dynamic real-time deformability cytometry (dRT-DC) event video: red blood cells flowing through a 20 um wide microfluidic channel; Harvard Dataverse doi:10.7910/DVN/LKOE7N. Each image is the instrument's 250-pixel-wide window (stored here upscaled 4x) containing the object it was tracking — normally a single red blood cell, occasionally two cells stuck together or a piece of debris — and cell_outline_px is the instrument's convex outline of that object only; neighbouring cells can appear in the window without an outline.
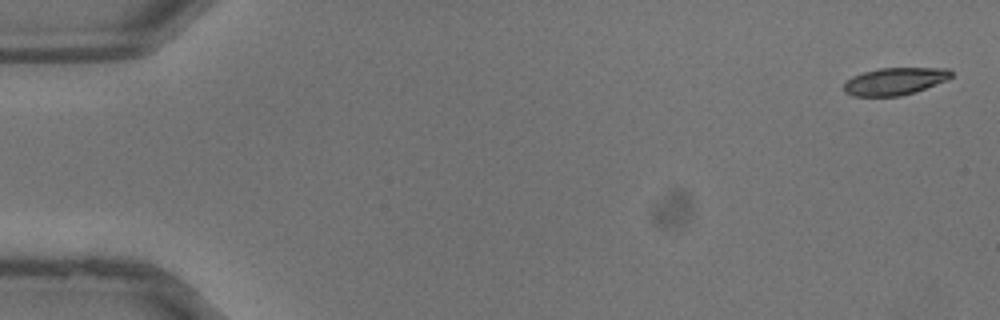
{"species": "common noctule bat (a hibernating species)", "species_latin": "Nyctalus noctula", "temperature_condition": "warm", "stored_images_in_passage": 11, "camera_frame_rate_fps": 3000, "um_per_image_px": 0.085, "animal": {"sex": "male", "body_mass_g": 13.3}, "frame": {"image": 1, "passage_image": 1, "time_ms": 0.0, "image_size_px": [1000, 320], "cell_outline_px": [[952, 76], [948, 80], [916, 92], [900, 96], [852, 96], [844, 92], [844, 84], [852, 76], [864, 72], [880, 68], [948, 68], [952, 72]], "centroid_in_image_um": [76.08, 6.91], "position_along_channel_um": 8.9, "area_um2": 17.17}}
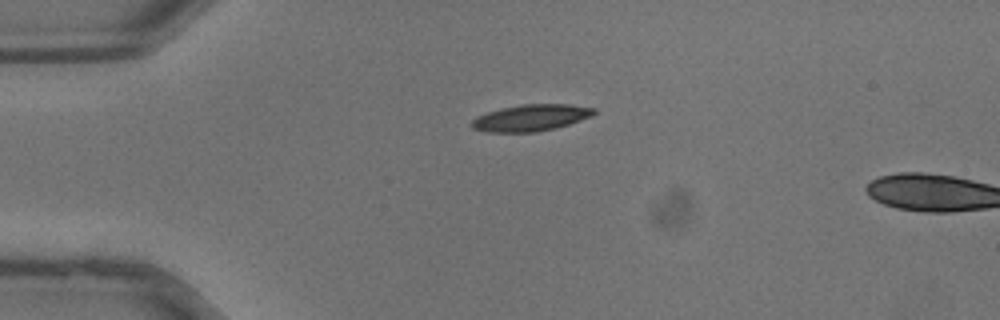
{"frame": {"image": 2, "passage_image": 9, "time_ms": 2.667, "image_size_px": [1000, 320], "cell_outline_px": [[596, 112], [592, 116], [556, 128], [536, 132], [488, 132], [472, 128], [468, 124], [476, 116], [488, 112], [520, 104], [568, 104], [596, 108]], "centroid_in_image_um": [45.11, 10.01], "position_along_channel_um": 39.9, "area_um2": 18.96}}